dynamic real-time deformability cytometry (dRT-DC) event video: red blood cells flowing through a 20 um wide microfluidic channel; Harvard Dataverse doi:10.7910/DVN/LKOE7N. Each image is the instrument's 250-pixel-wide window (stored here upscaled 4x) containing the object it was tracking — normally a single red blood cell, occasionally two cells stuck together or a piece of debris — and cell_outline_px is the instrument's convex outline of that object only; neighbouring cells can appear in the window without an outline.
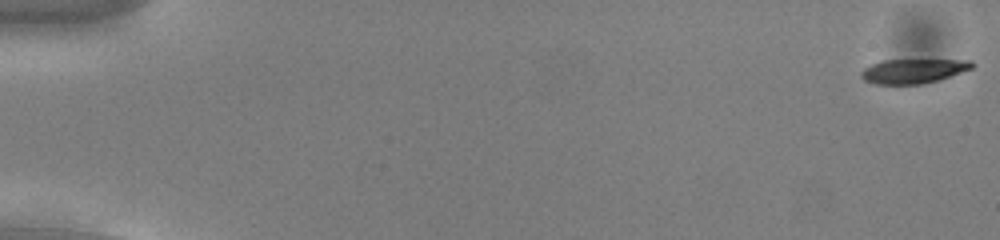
{"species": "common noctule bat (a hibernating species)", "species_latin": "Nyctalus noctula", "temperature_condition": "cold", "stored_images_in_passage": 55, "camera_frame_rate_fps": 3000, "um_per_image_px": 0.085, "animal": {"sex": "male", "body_mass_g": 13.0, "forearm_length_mm": 53.1}, "frame": {"image": 1, "passage_image": 1, "time_ms": 0.0, "image_size_px": [1000, 240], "cell_outline_px": [[976, 64], [972, 68], [940, 80], [920, 84], [872, 84], [864, 80], [860, 76], [860, 72], [864, 68], [872, 64], [884, 60], [972, 60]], "centroid_in_image_um": [77.63, 6.04], "position_along_channel_um": 7.4, "area_um2": 15.84}}
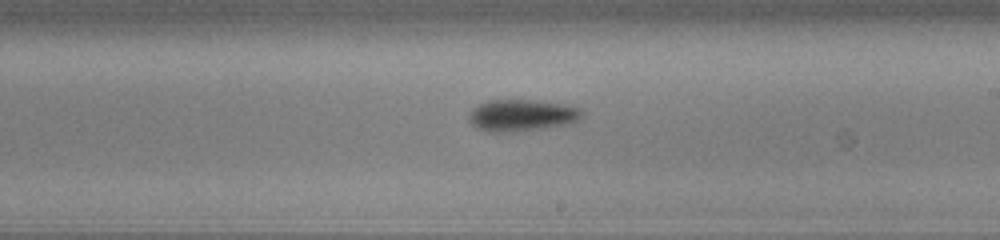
{"frame": {"image": 2, "passage_image": 33, "time_ms": 10.667, "image_size_px": [1000, 240], "cell_outline_px": [[584, 112], [576, 120], [560, 124], [540, 128], [496, 132], [492, 132], [476, 128], [468, 120], [468, 112], [472, 108], [488, 100], [536, 100], [568, 104], [580, 108]], "centroid_in_image_um": [44.29, 9.76], "position_along_channel_um": 244.7, "area_um2": 20.52}}
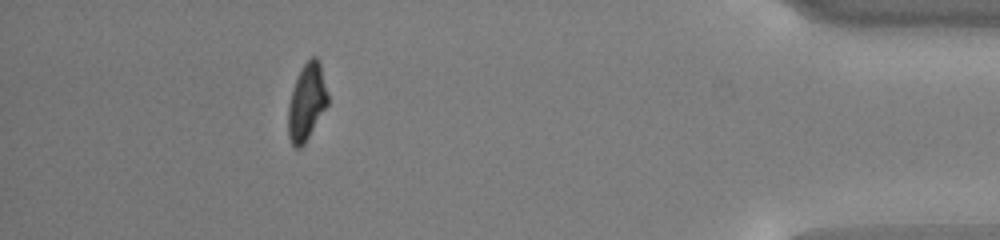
{"frame": {"image": 3, "passage_image": 50, "time_ms": 16.333, "image_size_px": [1000, 240], "cell_outline_px": [[328, 104], [304, 144], [300, 148], [296, 148], [292, 144], [288, 136], [288, 108], [292, 92], [296, 80], [304, 64], [312, 56], [316, 56], [320, 60], [328, 92]], "centroid_in_image_um": [26.09, 8.66], "position_along_channel_um": 409.1, "area_um2": 17.57}, "authors_computed_cell_mechanics": {"area_um2": 18.8428, "velocity_mm_per_s": 3.7844, "shape_relaxation_time_tau1_ms": 2.7309, "shape_relaxation_time_tau2_ms": 11.2802, "deformation_change_tau1": 0.1205, "deformation_change_tau2": 0.2054}}